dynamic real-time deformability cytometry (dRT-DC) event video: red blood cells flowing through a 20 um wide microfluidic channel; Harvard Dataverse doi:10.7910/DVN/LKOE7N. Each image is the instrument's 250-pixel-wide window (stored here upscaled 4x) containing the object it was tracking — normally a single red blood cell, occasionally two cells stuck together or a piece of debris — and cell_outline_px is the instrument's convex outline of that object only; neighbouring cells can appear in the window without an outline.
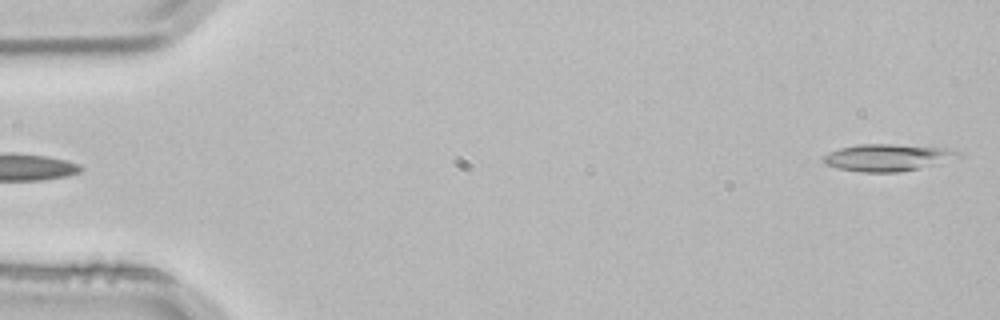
{"species": "common noctule bat (a hibernating species)", "species_latin": "Nyctalus noctula", "temperature_condition": "room temperature", "stored_images_in_passage": 5, "segment_of_instrument_passage": [2, 2], "camera_frame_rate_fps": 3000, "um_per_image_px": 0.085, "animal": {"sex": "male", "body_mass_g": 21.5, "forearm_length_mm": 52.0}, "frame": {"image": 1, "passage_image": 5, "time_ms": 1.333, "image_size_px": [1000, 320], "cell_outline_px": [[960, 156], [916, 168], [900, 172], [860, 172], [840, 168], [824, 164], [824, 156], [840, 148], [856, 144], [892, 144], [948, 148], [956, 152]], "centroid_in_image_um": [75.36, 13.38], "position_along_channel_um": 9.6, "area_um2": 20.52}}